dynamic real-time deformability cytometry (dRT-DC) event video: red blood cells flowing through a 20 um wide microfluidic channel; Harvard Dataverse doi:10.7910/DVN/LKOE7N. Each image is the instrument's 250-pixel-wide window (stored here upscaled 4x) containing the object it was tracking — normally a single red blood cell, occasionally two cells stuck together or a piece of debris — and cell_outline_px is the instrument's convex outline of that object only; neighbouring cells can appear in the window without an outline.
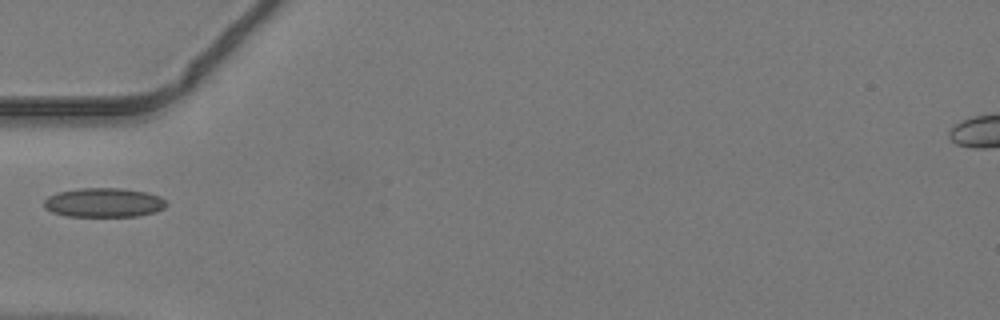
{"species": "common noctule bat (a hibernating species)", "species_latin": "Nyctalus noctula", "temperature_condition": "warm", "stored_images_in_passage": 28, "camera_frame_rate_fps": 3000, "um_per_image_px": 0.085, "animal": {"sex": "male", "body_mass_g": 19.2, "forearm_length_mm": 51.8}, "frame": {"image": 1, "passage_image": 1, "time_ms": 0.0, "image_size_px": [1000, 320], "cell_outline_px": [[168, 204], [164, 208], [156, 212], [136, 216], [68, 216], [52, 212], [44, 208], [44, 200], [48, 196], [56, 192], [76, 188], [124, 188], [148, 192], [160, 196], [168, 200]], "centroid_in_image_um": [8.85, 17.2], "position_along_channel_um": 76.1, "area_um2": 21.21}}
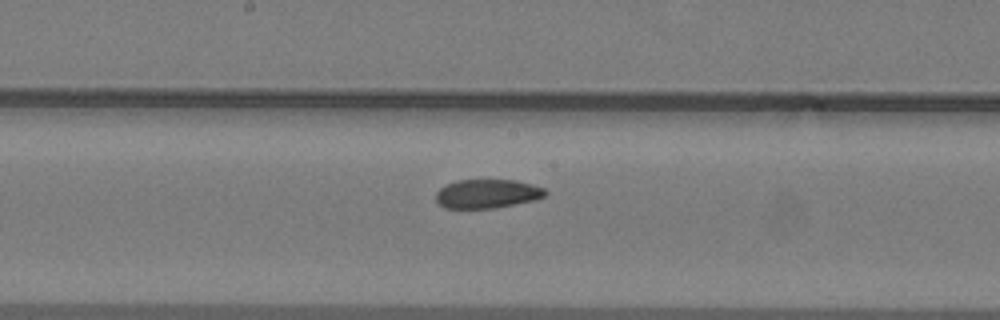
{"frame": {"image": 2, "passage_image": 10, "time_ms": 3.0, "image_size_px": [1000, 320], "cell_outline_px": [[548, 192], [544, 196], [536, 200], [496, 208], [444, 208], [436, 200], [436, 192], [444, 184], [456, 180], [516, 180], [532, 184], [544, 188]], "centroid_in_image_um": [41.41, 16.46], "position_along_channel_um": 206.8, "area_um2": 18.61}}
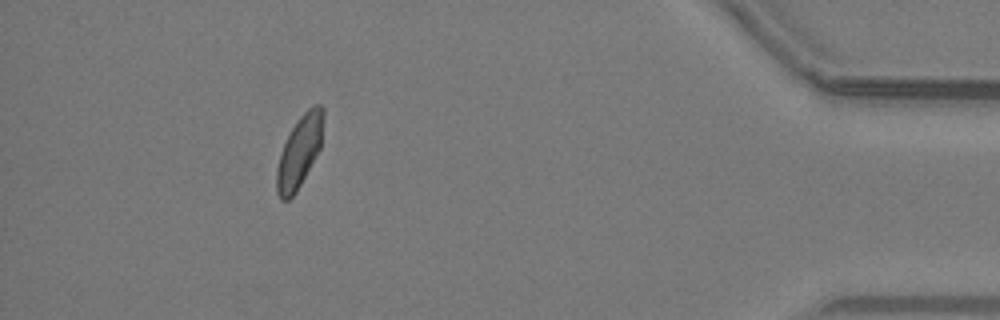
{"frame": {"image": 3, "passage_image": 28, "time_ms": 9.0, "image_size_px": [1000, 320], "cell_outline_px": [[324, 116], [320, 148], [296, 192], [288, 200], [280, 200], [276, 192], [276, 168], [280, 152], [292, 128], [300, 116], [312, 104], [320, 104], [324, 108]], "centroid_in_image_um": [25.44, 12.88], "position_along_channel_um": 409.8, "area_um2": 19.42}}